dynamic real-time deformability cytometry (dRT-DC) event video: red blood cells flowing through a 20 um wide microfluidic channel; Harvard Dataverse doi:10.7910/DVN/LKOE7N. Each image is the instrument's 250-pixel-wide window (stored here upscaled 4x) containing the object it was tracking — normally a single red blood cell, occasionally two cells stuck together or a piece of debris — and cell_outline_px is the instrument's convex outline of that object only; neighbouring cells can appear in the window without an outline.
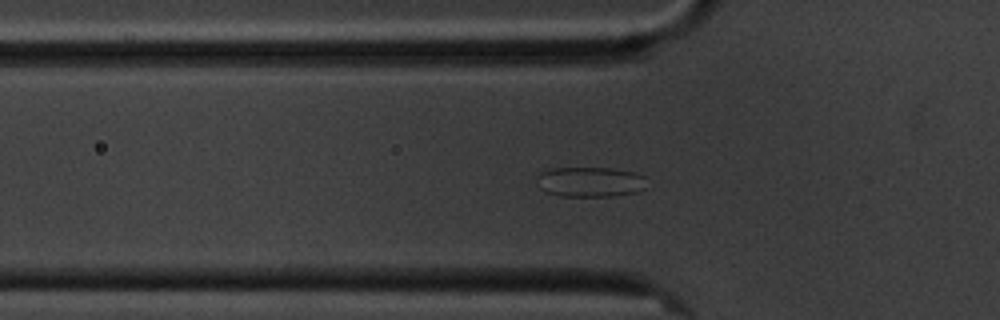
{"species": "common noctule bat (a hibernating species)", "species_latin": "Nyctalus noctula", "temperature_condition": "cold", "stored_images_in_passage": 60, "camera_frame_rate_fps": 3000, "um_per_image_px": 0.085, "animal": {"sex": "male", "body_mass_g": 20.1, "forearm_length_mm": 53.5}, "frame": {"image": 1, "passage_image": 19, "time_ms": 6.0, "image_size_px": [1000, 320], "cell_outline_px": [[644, 188], [636, 192], [612, 196], [560, 196], [544, 192], [540, 188], [536, 176], [540, 172], [552, 168], [612, 168], [632, 172], [644, 176]], "centroid_in_image_um": [50.1, 15.46], "position_along_channel_um": 75.7, "area_um2": 19.19}}
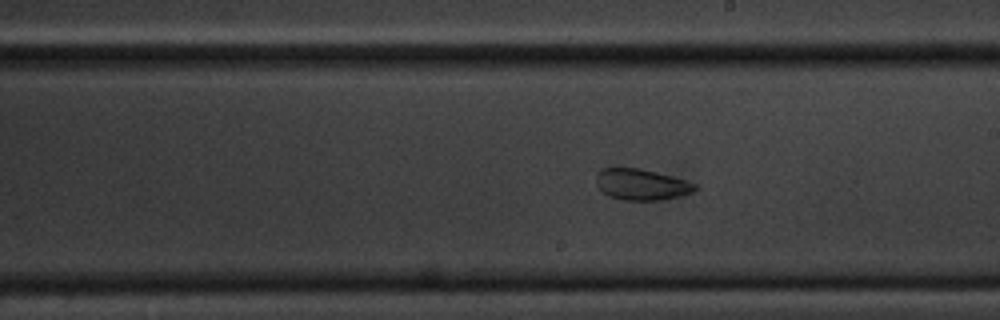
{"frame": {"image": 2, "passage_image": 33, "time_ms": 10.667, "image_size_px": [1000, 320], "cell_outline_px": [[700, 188], [692, 192], [664, 200], [624, 200], [608, 196], [596, 184], [596, 172], [600, 168], [640, 168], [688, 180], [696, 184]], "centroid_in_image_um": [54.54, 15.67], "position_along_channel_um": 234.5, "area_um2": 18.09}}
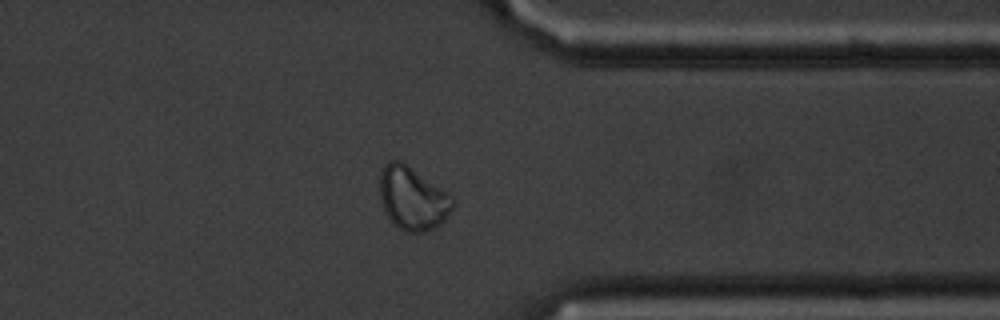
{"frame": {"image": 3, "passage_image": 46, "time_ms": 15.0, "image_size_px": [1000, 320], "cell_outline_px": [[456, 204], [444, 220], [440, 224], [424, 232], [408, 232], [400, 228], [388, 216], [380, 200], [380, 172], [384, 164], [388, 160], [400, 160], [408, 164], [456, 196]], "centroid_in_image_um": [35.13, 16.81], "position_along_channel_um": 376.3, "area_um2": 27.34}}